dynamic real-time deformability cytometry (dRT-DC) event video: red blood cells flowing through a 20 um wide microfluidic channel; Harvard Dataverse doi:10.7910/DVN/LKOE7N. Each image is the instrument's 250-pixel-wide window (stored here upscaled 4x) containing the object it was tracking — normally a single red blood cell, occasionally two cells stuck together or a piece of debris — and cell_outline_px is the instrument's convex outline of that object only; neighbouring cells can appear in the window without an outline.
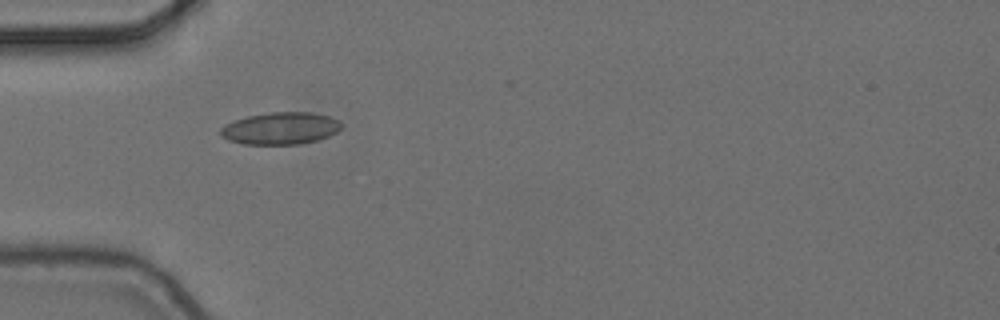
{"species": "common noctule bat (a hibernating species)", "species_latin": "Nyctalus noctula", "temperature_condition": "cold", "stored_images_in_passage": 1, "camera_frame_rate_fps": 3000, "um_per_image_px": 0.085, "animal": {"sex": "female", "body_mass_g": 24.6, "forearm_length_mm": 56.2}, "frame": {"image": 1, "passage_image": 1, "time_ms": 0.0, "image_size_px": [1000, 320], "cell_outline_px": [[344, 124], [336, 132], [328, 136], [316, 140], [300, 144], [244, 144], [228, 140], [220, 136], [220, 128], [224, 124], [248, 116], [268, 112], [312, 112], [328, 116], [340, 120]], "centroid_in_image_um": [23.84, 10.9], "position_along_channel_um": 61.2, "area_um2": 22.72}}